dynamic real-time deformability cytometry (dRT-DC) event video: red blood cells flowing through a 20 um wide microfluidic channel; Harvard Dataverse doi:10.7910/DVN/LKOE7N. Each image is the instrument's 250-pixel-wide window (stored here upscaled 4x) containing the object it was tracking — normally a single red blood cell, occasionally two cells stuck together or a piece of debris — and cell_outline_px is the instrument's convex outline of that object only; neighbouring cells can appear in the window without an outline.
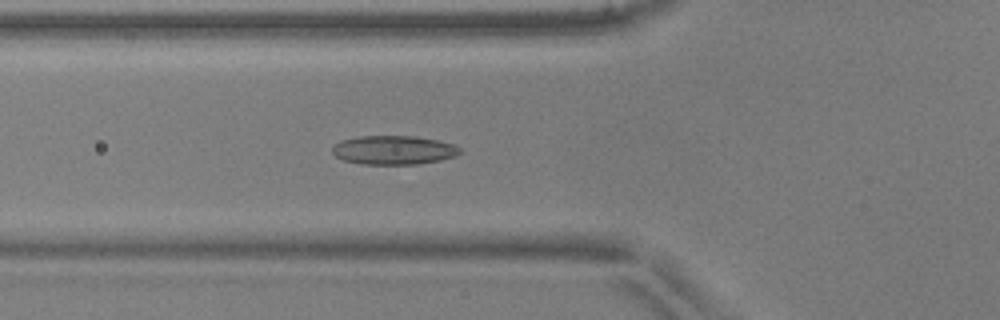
{"species": "common noctule bat (a hibernating species)", "species_latin": "Nyctalus noctula", "temperature_condition": "warm", "stored_images_in_passage": 52, "camera_frame_rate_fps": 3000, "um_per_image_px": 0.085, "animal": {"sex": "male", "body_mass_g": 17.9, "forearm_length_mm": 54.2}, "frame": {"image": 1, "passage_image": 18, "time_ms": 5.667, "image_size_px": [1000, 320], "cell_outline_px": [[460, 152], [456, 156], [440, 160], [416, 164], [360, 164], [344, 160], [336, 156], [332, 152], [332, 148], [340, 140], [360, 136], [412, 136], [436, 140], [452, 144], [460, 148]], "centroid_in_image_um": [33.44, 12.76], "position_along_channel_um": 92.4, "area_um2": 21.33}}
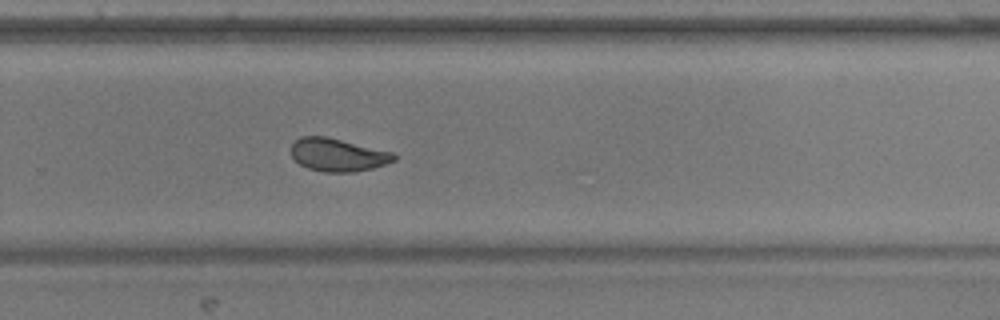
{"frame": {"image": 2, "passage_image": 34, "time_ms": 11.0, "image_size_px": [1000, 320], "cell_outline_px": [[396, 160], [372, 168], [352, 172], [324, 172], [308, 168], [300, 164], [292, 156], [292, 144], [296, 140], [304, 136], [324, 136], [392, 152], [396, 156]], "centroid_in_image_um": [28.71, 13.17], "position_along_channel_um": 301.1, "area_um2": 19.36}}
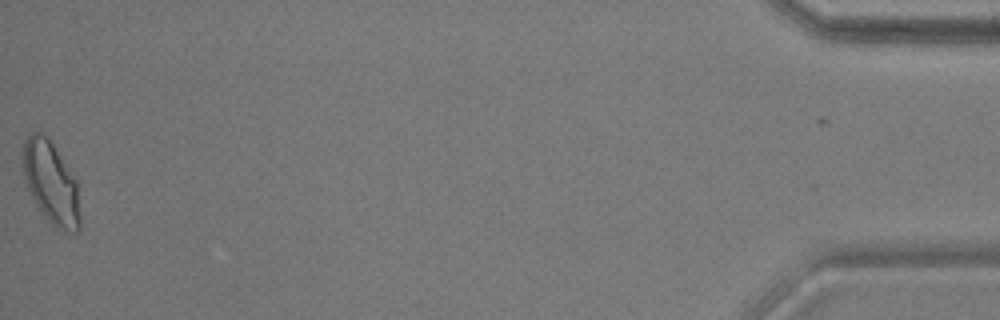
{"frame": {"image": 3, "passage_image": 51, "time_ms": 16.667, "image_size_px": [1000, 320], "cell_outline_px": [[80, 228], [76, 232], [72, 232], [56, 228], [48, 220], [36, 204], [28, 188], [24, 176], [20, 160], [24, 140], [32, 132], [40, 132], [52, 144], [76, 180], [80, 216]], "centroid_in_image_um": [4.3, 15.54], "position_along_channel_um": 430.9, "area_um2": 27.11}, "authors_computed_cell_mechanics": {"area_um2": 21.2126, "velocity_mm_per_s": 3.9169, "shape_relaxation_time_tau1_ms": null, "shape_relaxation_time_tau2_ms": 1.7008, "deformation_change_tau1": null, "deformation_change_tau2": 0.0711}}